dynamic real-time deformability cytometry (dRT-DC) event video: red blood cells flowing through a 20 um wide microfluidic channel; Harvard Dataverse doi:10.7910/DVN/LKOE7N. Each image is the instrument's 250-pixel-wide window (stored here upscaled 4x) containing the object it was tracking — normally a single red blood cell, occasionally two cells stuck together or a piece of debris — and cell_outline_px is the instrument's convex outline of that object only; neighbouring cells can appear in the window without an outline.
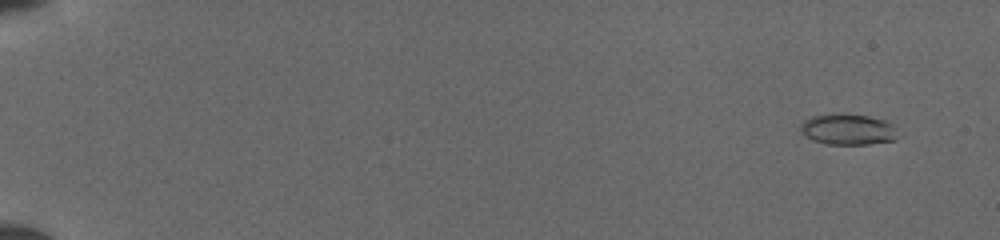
{"species": "common noctule bat (a hibernating species)", "species_latin": "Nyctalus noctula", "temperature_condition": "cold", "stored_images_in_passage": 49, "camera_frame_rate_fps": 3000, "um_per_image_px": 0.085, "animal": {"sex": "female", "body_mass_g": 19.5, "forearm_length_mm": 54.1}, "frame": {"image": 1, "passage_image": 1, "time_ms": 0.0, "image_size_px": [1000, 240], "cell_outline_px": [[896, 140], [868, 144], [828, 144], [812, 140], [804, 136], [800, 132], [800, 124], [812, 116], [868, 116], [892, 124]], "centroid_in_image_um": [72.02, 11.05], "position_along_channel_um": 13.0, "area_um2": 16.65}}
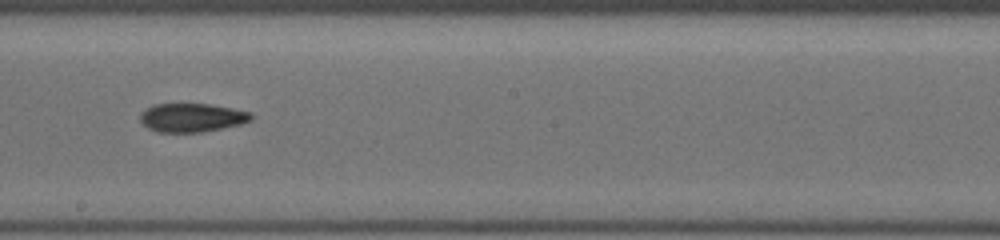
{"frame": {"image": 2, "passage_image": 29, "time_ms": 9.333, "image_size_px": [1000, 240], "cell_outline_px": [[252, 116], [248, 120], [240, 124], [200, 132], [156, 132], [148, 128], [140, 120], [140, 116], [148, 108], [156, 104], [208, 104], [232, 108], [248, 112]], "centroid_in_image_um": [16.27, 10.0], "position_along_channel_um": 231.9, "area_um2": 18.03}}
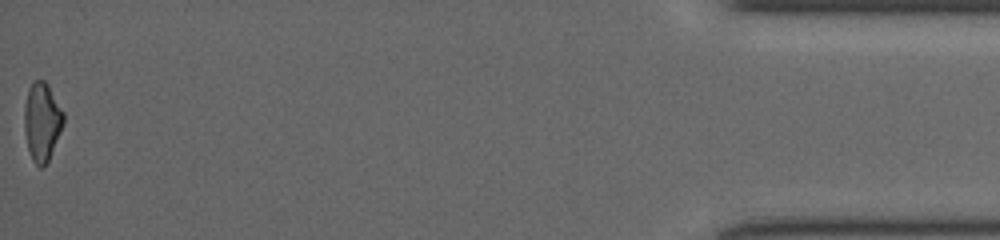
{"frame": {"image": 3, "passage_image": 49, "time_ms": 16.0, "image_size_px": [1000, 240], "cell_outline_px": [[64, 124], [48, 160], [40, 168], [32, 160], [28, 148], [24, 128], [24, 108], [28, 88], [32, 80], [44, 80], [48, 84], [64, 112]], "centroid_in_image_um": [3.57, 10.3], "position_along_channel_um": 431.6, "area_um2": 17.92}}